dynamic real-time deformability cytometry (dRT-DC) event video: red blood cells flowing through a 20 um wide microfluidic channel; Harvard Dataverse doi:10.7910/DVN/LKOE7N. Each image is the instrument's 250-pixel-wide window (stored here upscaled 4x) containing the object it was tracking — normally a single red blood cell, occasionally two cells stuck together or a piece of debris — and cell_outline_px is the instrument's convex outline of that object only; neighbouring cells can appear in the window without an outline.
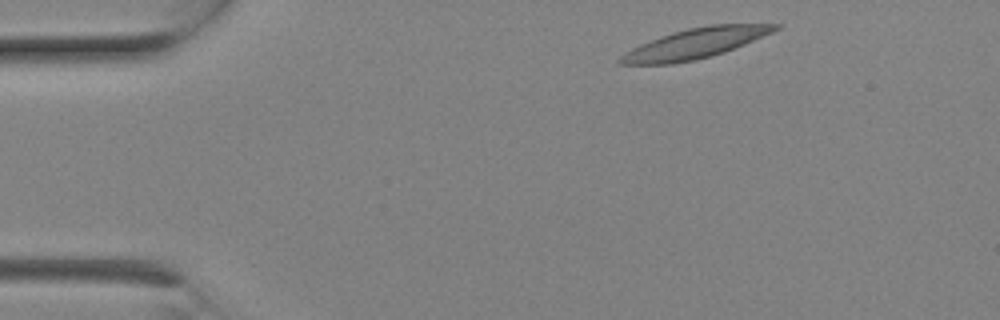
{"species": "Egyptian fruit bat (a non-hibernating species)", "species_latin": "Rousettus aegyptiacus", "temperature_condition": "room temperature", "stored_images_in_passage": 4, "camera_frame_rate_fps": 3000, "um_per_image_px": 0.085, "animal": {"sex": "female"}, "frame": {"image": 1, "passage_image": 1, "time_ms": 0.0, "image_size_px": [1000, 320], "cell_outline_px": [[784, 24], [780, 28], [772, 32], [744, 44], [724, 52], [696, 60], [672, 64], [616, 64], [616, 60], [620, 56], [632, 48], [640, 44], [660, 36], [672, 32], [688, 28], [708, 24]], "centroid_in_image_um": [59.06, 3.69], "position_along_channel_um": 25.9, "area_um2": 27.11}}
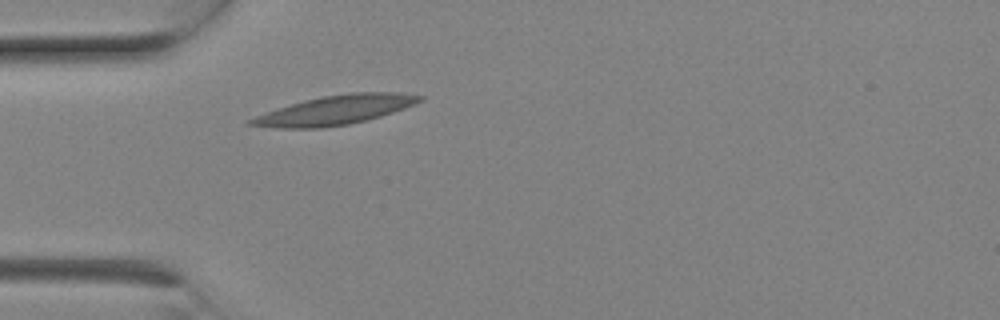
{"frame": {"image": 2, "passage_image": 4, "time_ms": 1.0, "image_size_px": [1000, 320], "cell_outline_px": [[424, 100], [416, 104], [380, 116], [348, 124], [320, 128], [276, 128], [244, 124], [248, 120], [256, 116], [304, 100], [324, 96], [352, 92], [400, 92], [424, 96]], "centroid_in_image_um": [28.53, 9.35], "position_along_channel_um": 56.5, "area_um2": 28.38}}